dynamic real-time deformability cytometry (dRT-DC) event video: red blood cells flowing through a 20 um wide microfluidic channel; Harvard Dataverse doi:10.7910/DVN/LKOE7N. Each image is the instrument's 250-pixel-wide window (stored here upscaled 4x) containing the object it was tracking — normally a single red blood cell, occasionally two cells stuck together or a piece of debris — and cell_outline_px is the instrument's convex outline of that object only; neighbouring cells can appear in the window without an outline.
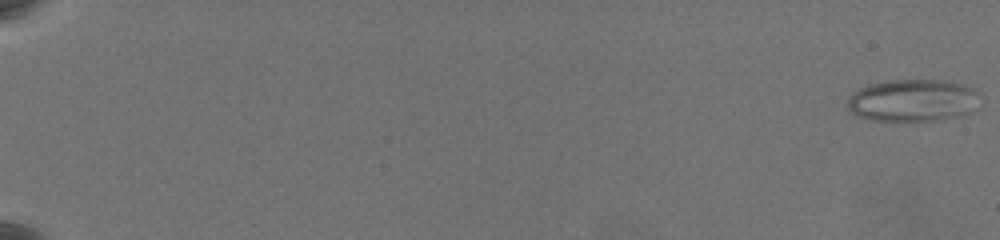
{"species": "common noctule bat (a hibernating species)", "species_latin": "Nyctalus noctula", "temperature_condition": "warm", "stored_images_in_passage": 65, "camera_frame_rate_fps": 3000, "um_per_image_px": 0.085, "animal": {"sex": "female", "body_mass_g": 19.5, "forearm_length_mm": 54.1}, "frame": {"image": 1, "passage_image": 1, "time_ms": 0.0, "image_size_px": [1000, 240], "cell_outline_px": [[984, 96], [980, 108], [964, 116], [940, 120], [912, 124], [904, 124], [872, 120], [856, 116], [848, 108], [848, 96], [852, 92], [860, 88], [872, 84], [888, 80], [940, 80], [964, 84], [976, 88]], "centroid_in_image_um": [77.71, 8.59], "position_along_channel_um": 7.3, "area_um2": 34.62}}
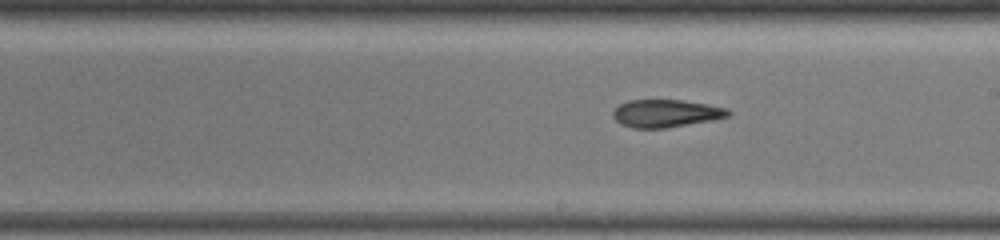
{"frame": {"image": 2, "passage_image": 41, "time_ms": 13.333, "image_size_px": [1000, 240], "cell_outline_px": [[732, 112], [728, 116], [712, 120], [668, 128], [632, 128], [620, 124], [612, 116], [612, 112], [620, 104], [628, 100], [680, 100], [708, 104], [728, 108]], "centroid_in_image_um": [56.6, 9.64], "position_along_channel_um": 232.4, "area_um2": 18.67}}
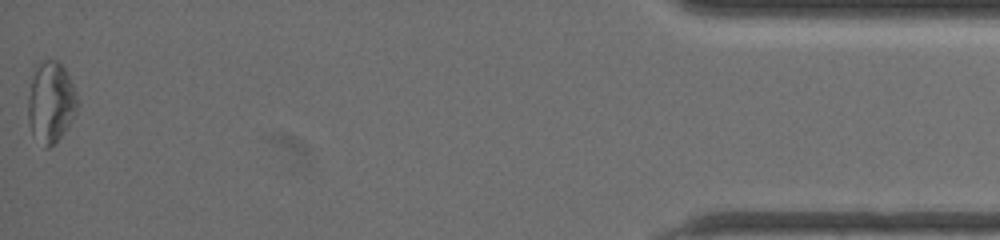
{"frame": {"image": 3, "passage_image": 65, "time_ms": 21.333, "image_size_px": [1000, 240], "cell_outline_px": [[80, 104], [68, 128], [48, 148], [44, 148], [32, 136], [28, 120], [28, 96], [32, 80], [36, 68], [44, 60], [56, 60], [64, 68], [76, 92]], "centroid_in_image_um": [4.33, 8.74], "position_along_channel_um": 430.9, "area_um2": 23.24}, "authors_computed_cell_mechanics": {"area_um2": 20.808, "velocity_mm_per_s": 3.4376, "shape_relaxation_time_tau1_ms": 7.5723, "shape_relaxation_time_tau2_ms": 3.3634, "deformation_change_tau1": 0.1932, "deformation_change_tau2": 0.1303}}